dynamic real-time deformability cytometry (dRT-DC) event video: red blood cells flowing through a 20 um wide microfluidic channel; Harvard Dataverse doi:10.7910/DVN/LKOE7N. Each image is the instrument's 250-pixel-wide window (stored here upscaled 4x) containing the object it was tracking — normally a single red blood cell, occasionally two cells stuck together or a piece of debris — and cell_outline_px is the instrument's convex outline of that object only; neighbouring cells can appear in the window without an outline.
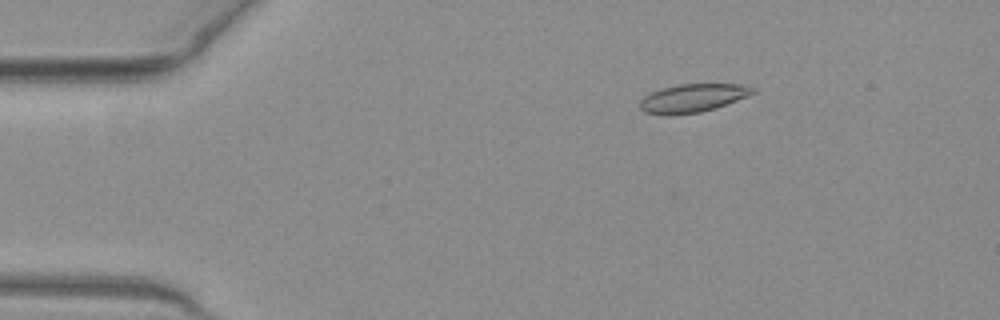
{"species": "common noctule bat (a hibernating species)", "species_latin": "Nyctalus noctula", "temperature_condition": "warm", "stored_images_in_passage": 15, "camera_frame_rate_fps": 3000, "um_per_image_px": 0.085, "animal": {"sex": "female", "body_mass_g": 19.3, "forearm_length_mm": 54.1}, "frame": {"image": 1, "passage_image": 9, "time_ms": 2.667, "image_size_px": [1000, 320], "cell_outline_px": [[756, 92], [748, 96], [716, 108], [700, 112], [668, 116], [644, 112], [640, 108], [640, 100], [644, 96], [652, 92], [676, 84], [740, 84], [756, 88]], "centroid_in_image_um": [58.88, 8.34], "position_along_channel_um": 26.1, "area_um2": 18.73}}